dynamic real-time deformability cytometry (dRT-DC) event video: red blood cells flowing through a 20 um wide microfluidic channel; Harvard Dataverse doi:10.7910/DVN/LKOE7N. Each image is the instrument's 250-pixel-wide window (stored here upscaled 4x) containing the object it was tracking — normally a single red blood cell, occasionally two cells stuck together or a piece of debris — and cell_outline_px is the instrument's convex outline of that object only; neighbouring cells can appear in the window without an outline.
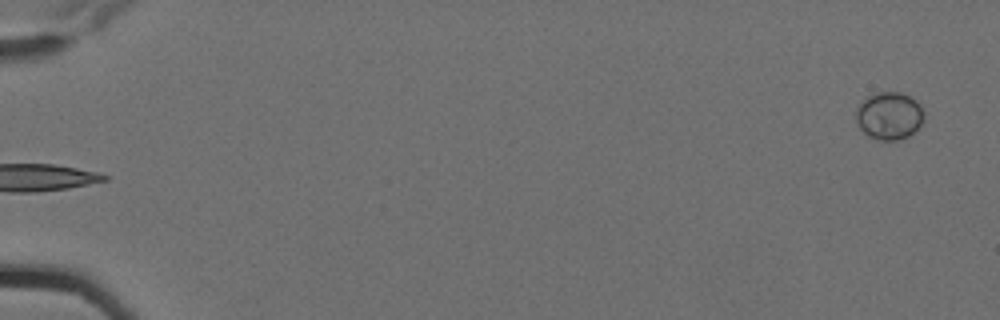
{"species": "Egyptian fruit bat (a non-hibernating species)", "species_latin": "Rousettus aegyptiacus", "temperature_condition": "cold", "stored_images_in_passage": 6, "camera_frame_rate_fps": 3000, "um_per_image_px": 0.085, "animal": {"sex": "female"}, "frame": {"image": 1, "passage_image": 6, "time_ms": 1.667, "image_size_px": [1000, 320], "cell_outline_px": [[924, 120], [908, 136], [896, 140], [880, 140], [868, 136], [856, 124], [856, 108], [868, 96], [876, 92], [900, 92], [916, 100], [920, 104], [924, 112]], "centroid_in_image_um": [75.57, 9.83], "position_along_channel_um": 9.4, "area_um2": 18.79}}